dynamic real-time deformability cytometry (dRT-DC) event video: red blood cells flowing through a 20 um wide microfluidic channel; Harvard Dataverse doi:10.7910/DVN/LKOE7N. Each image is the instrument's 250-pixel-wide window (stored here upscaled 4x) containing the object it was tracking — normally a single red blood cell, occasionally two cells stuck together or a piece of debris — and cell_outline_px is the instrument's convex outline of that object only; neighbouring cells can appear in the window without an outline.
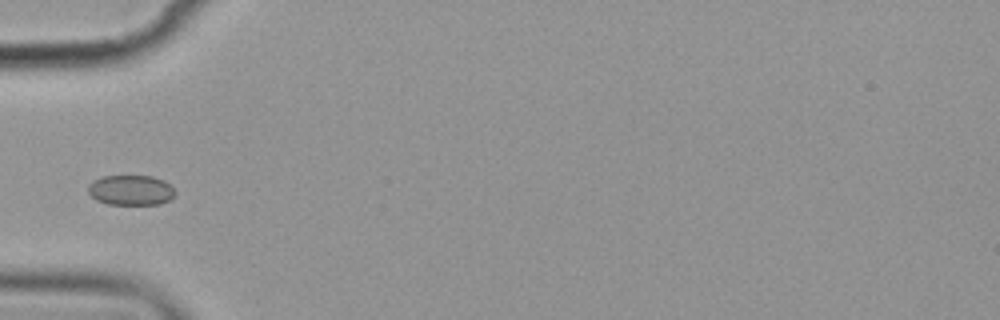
{"species": "common noctule bat (a hibernating species)", "species_latin": "Nyctalus noctula", "temperature_condition": "cold", "stored_images_in_passage": 10, "camera_frame_rate_fps": 3000, "um_per_image_px": 0.085, "animal": {"sex": "female", "body_mass_g": 19.9}, "frame": {"image": 1, "passage_image": 6, "time_ms": 5.667, "image_size_px": [1000, 320], "cell_outline_px": [[176, 192], [168, 200], [160, 204], [108, 204], [96, 200], [88, 192], [88, 188], [96, 180], [104, 176], [152, 176], [164, 180]], "centroid_in_image_um": [11.14, 16.17], "position_along_channel_um": 73.9, "area_um2": 14.97}}
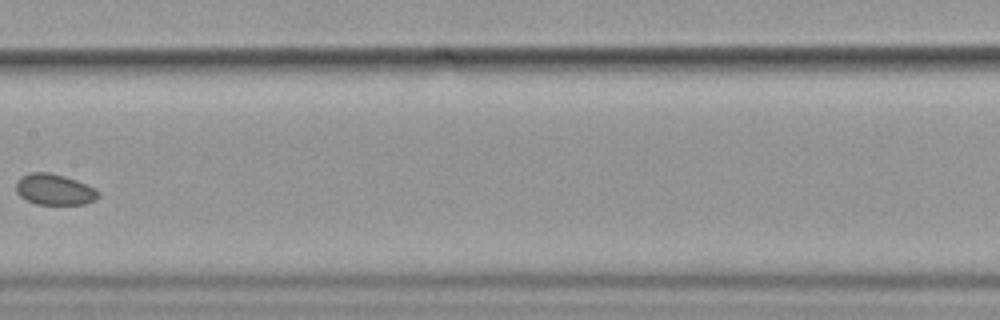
{"frame": {"image": 2, "passage_image": 9, "time_ms": 9.333, "image_size_px": [1000, 320], "cell_outline_px": [[100, 196], [96, 200], [84, 204], [36, 204], [20, 196], [16, 192], [16, 180], [20, 176], [32, 172], [52, 172], [76, 180], [96, 188], [100, 192]], "centroid_in_image_um": [4.64, 16.1], "position_along_channel_um": 202.8, "area_um2": 15.03}}
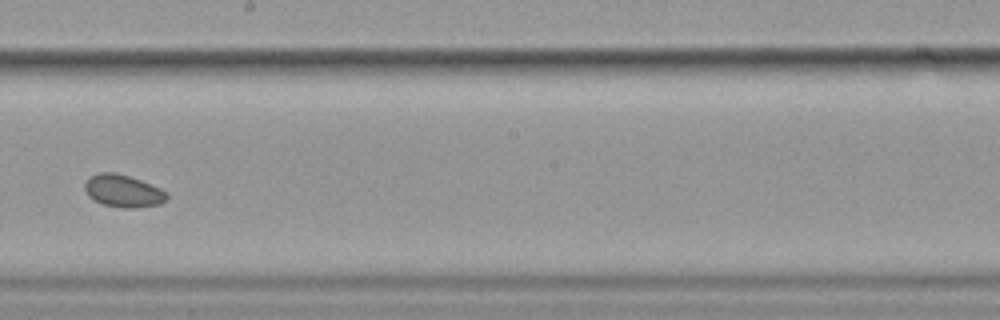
{"frame": {"image": 3, "passage_image": 10, "time_ms": 10.333, "image_size_px": [1000, 320], "cell_outline_px": [[168, 200], [160, 204], [136, 208], [120, 208], [104, 204], [88, 196], [84, 188], [84, 184], [88, 176], [100, 172], [116, 172], [140, 180], [160, 188], [168, 192]], "centroid_in_image_um": [10.48, 16.23], "position_along_channel_um": 237.7, "area_um2": 15.66}}